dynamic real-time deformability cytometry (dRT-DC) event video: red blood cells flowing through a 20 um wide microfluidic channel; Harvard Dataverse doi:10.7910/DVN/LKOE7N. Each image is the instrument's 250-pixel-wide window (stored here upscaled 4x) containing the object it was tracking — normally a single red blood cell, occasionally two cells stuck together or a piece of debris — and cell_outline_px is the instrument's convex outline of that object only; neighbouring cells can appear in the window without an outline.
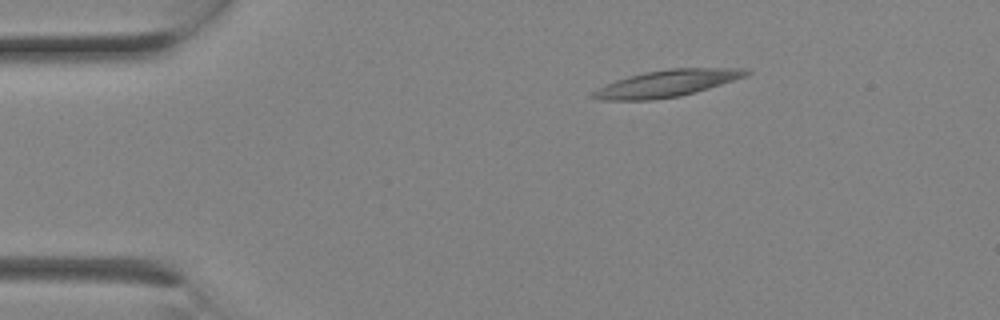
{"species": "Egyptian fruit bat (a non-hibernating species)", "species_latin": "Rousettus aegyptiacus", "temperature_condition": "room temperature", "stored_images_in_passage": 3, "camera_frame_rate_fps": 3000, "um_per_image_px": 0.085, "animal": {"sex": "female"}, "frame": {"image": 1, "passage_image": 3, "time_ms": 0.667, "image_size_px": [1000, 320], "cell_outline_px": [[752, 72], [748, 76], [696, 92], [680, 96], [652, 100], [604, 100], [588, 96], [592, 92], [616, 80], [628, 76], [644, 72], [668, 68], [748, 68]], "centroid_in_image_um": [56.75, 7.08], "position_along_channel_um": 28.2, "area_um2": 23.99}}